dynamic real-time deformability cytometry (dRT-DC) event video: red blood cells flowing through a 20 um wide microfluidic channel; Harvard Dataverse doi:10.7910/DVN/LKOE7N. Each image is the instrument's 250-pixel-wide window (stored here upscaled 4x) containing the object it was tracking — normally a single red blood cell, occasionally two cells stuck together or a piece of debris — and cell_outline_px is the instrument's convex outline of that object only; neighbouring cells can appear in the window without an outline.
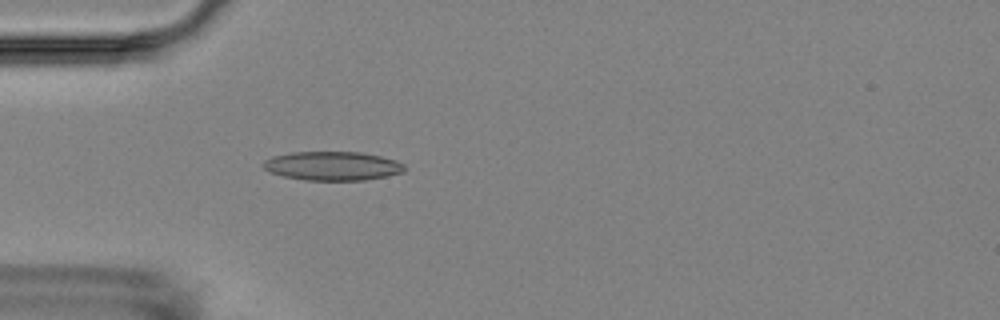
{"species": "Egyptian fruit bat (a non-hibernating species)", "species_latin": "Rousettus aegyptiacus", "temperature_condition": "room temperature", "stored_images_in_passage": 4, "camera_frame_rate_fps": 3000, "um_per_image_px": 0.085, "animal": {"sex": "female"}, "frame": {"image": 1, "passage_image": 4, "time_ms": 3.333, "image_size_px": [1000, 320], "cell_outline_px": [[404, 172], [364, 180], [304, 180], [284, 176], [268, 172], [260, 164], [264, 160], [272, 156], [292, 152], [360, 152], [380, 156], [396, 160], [404, 164]], "centroid_in_image_um": [28.21, 14.1], "position_along_channel_um": 56.8, "area_um2": 23.81}}